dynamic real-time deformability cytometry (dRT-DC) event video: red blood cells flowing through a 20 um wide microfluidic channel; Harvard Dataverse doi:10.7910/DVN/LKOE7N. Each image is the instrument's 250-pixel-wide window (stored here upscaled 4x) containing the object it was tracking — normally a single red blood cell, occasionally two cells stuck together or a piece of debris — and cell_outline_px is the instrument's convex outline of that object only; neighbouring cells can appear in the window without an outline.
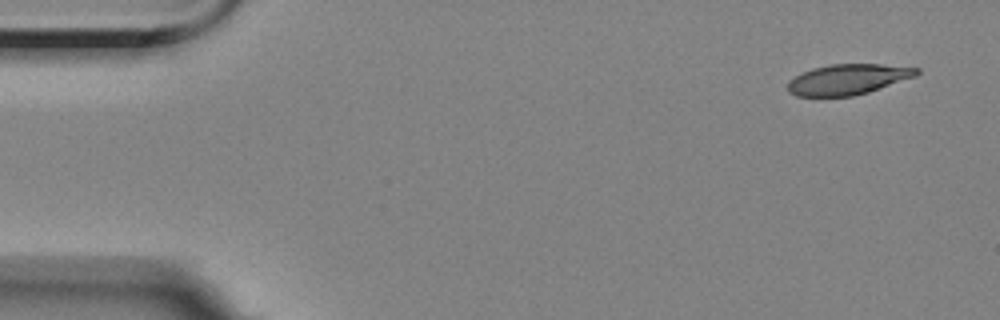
{"species": "Egyptian fruit bat (a non-hibernating species)", "species_latin": "Rousettus aegyptiacus", "temperature_condition": "room temperature", "stored_images_in_passage": 6, "segment_of_instrument_passage": [2, 2], "camera_frame_rate_fps": 3000, "um_per_image_px": 0.085, "animal": {"sex": "female"}, "frame": {"image": 1, "passage_image": 6, "time_ms": 6.0, "image_size_px": [1000, 320], "cell_outline_px": [[920, 72], [916, 76], [868, 92], [852, 96], [796, 96], [788, 92], [788, 80], [812, 68], [828, 64], [880, 64], [920, 68]], "centroid_in_image_um": [72.07, 6.74], "position_along_channel_um": 12.9, "area_um2": 22.83}}